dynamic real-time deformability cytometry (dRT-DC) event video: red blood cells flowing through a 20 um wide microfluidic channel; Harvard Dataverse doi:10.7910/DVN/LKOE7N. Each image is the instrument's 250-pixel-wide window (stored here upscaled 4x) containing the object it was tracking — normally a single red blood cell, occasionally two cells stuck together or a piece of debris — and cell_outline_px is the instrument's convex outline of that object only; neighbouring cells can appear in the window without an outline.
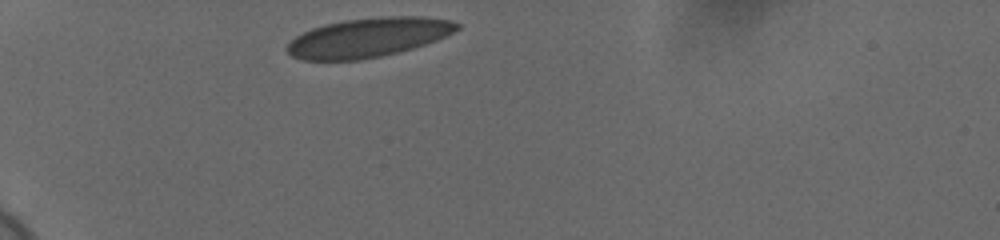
{"species": "human", "species_latin": "Homo sapiens", "temperature_condition": "cold", "stored_images_in_passage": 6, "camera_frame_rate_fps": 3000, "um_per_image_px": 0.085, "donor": {"sex": "female"}, "frame": {"image": 1, "passage_image": 1, "time_ms": 0.0, "image_size_px": [1000, 240], "cell_outline_px": [[460, 28], [436, 40], [412, 48], [380, 56], [360, 60], [304, 60], [292, 56], [284, 48], [296, 36], [312, 28], [324, 24], [344, 20], [380, 16], [424, 16], [452, 20], [460, 24]], "centroid_in_image_um": [31.3, 3.17], "position_along_channel_um": 53.7, "area_um2": 38.78}}
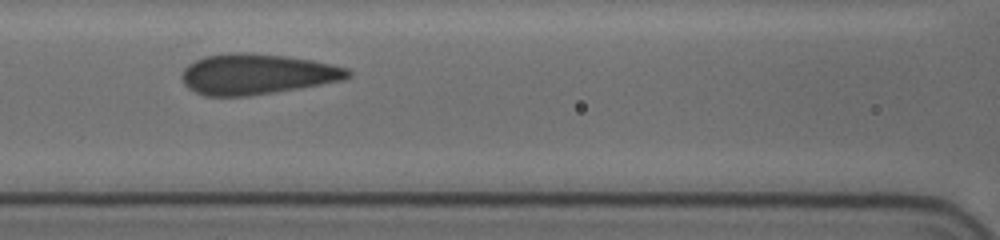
{"frame": {"image": 2, "passage_image": 4, "time_ms": 1.0, "image_size_px": [1000, 240], "cell_outline_px": [[352, 76], [340, 80], [320, 84], [248, 96], [204, 96], [188, 88], [184, 84], [180, 76], [184, 68], [188, 64], [204, 56], [228, 52], [244, 52], [284, 56], [312, 60], [332, 64], [348, 68], [352, 72]], "centroid_in_image_um": [21.79, 6.29], "position_along_channel_um": 144.8, "area_um2": 39.13}}
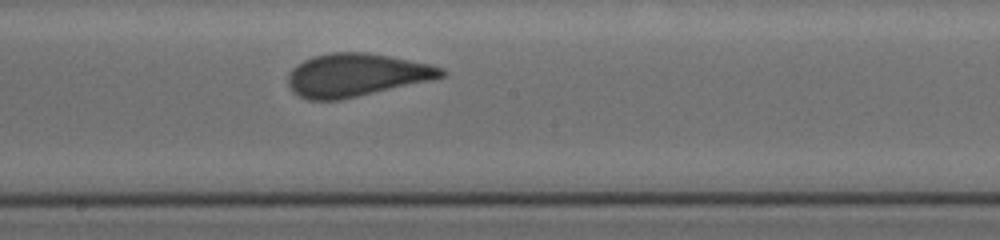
{"frame": {"image": 3, "passage_image": 6, "time_ms": 1.667, "image_size_px": [1000, 240], "cell_outline_px": [[448, 72], [444, 76], [432, 80], [340, 100], [308, 100], [292, 92], [288, 84], [288, 72], [296, 64], [312, 56], [332, 52], [368, 52], [428, 64], [444, 68]], "centroid_in_image_um": [30.25, 6.38], "position_along_channel_um": 217.9, "area_um2": 38.49}}